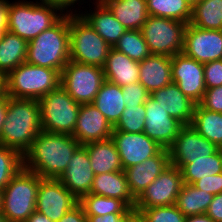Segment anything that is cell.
Returning a JSON list of instances; mask_svg holds the SVG:
<instances>
[{"label":"cell","instance_id":"cell-1","mask_svg":"<svg viewBox=\"0 0 222 222\" xmlns=\"http://www.w3.org/2000/svg\"><path fill=\"white\" fill-rule=\"evenodd\" d=\"M80 146L72 135L41 131L23 155V168L41 178L58 179Z\"/></svg>","mask_w":222,"mask_h":222},{"label":"cell","instance_id":"cell-2","mask_svg":"<svg viewBox=\"0 0 222 222\" xmlns=\"http://www.w3.org/2000/svg\"><path fill=\"white\" fill-rule=\"evenodd\" d=\"M5 118L0 132V144L24 155L42 131L39 102L8 96Z\"/></svg>","mask_w":222,"mask_h":222},{"label":"cell","instance_id":"cell-3","mask_svg":"<svg viewBox=\"0 0 222 222\" xmlns=\"http://www.w3.org/2000/svg\"><path fill=\"white\" fill-rule=\"evenodd\" d=\"M70 61L69 13L28 42L26 63L62 72Z\"/></svg>","mask_w":222,"mask_h":222},{"label":"cell","instance_id":"cell-4","mask_svg":"<svg viewBox=\"0 0 222 222\" xmlns=\"http://www.w3.org/2000/svg\"><path fill=\"white\" fill-rule=\"evenodd\" d=\"M65 14L60 7L40 0L35 3L30 0L10 2L8 31L29 42L55 25Z\"/></svg>","mask_w":222,"mask_h":222},{"label":"cell","instance_id":"cell-5","mask_svg":"<svg viewBox=\"0 0 222 222\" xmlns=\"http://www.w3.org/2000/svg\"><path fill=\"white\" fill-rule=\"evenodd\" d=\"M6 82L10 98L38 101L61 85V73L25 62L6 75Z\"/></svg>","mask_w":222,"mask_h":222},{"label":"cell","instance_id":"cell-6","mask_svg":"<svg viewBox=\"0 0 222 222\" xmlns=\"http://www.w3.org/2000/svg\"><path fill=\"white\" fill-rule=\"evenodd\" d=\"M41 179L36 173L22 168L5 186L1 212L7 222H25L36 210Z\"/></svg>","mask_w":222,"mask_h":222},{"label":"cell","instance_id":"cell-7","mask_svg":"<svg viewBox=\"0 0 222 222\" xmlns=\"http://www.w3.org/2000/svg\"><path fill=\"white\" fill-rule=\"evenodd\" d=\"M70 60L103 68L112 48L79 13H69Z\"/></svg>","mask_w":222,"mask_h":222},{"label":"cell","instance_id":"cell-8","mask_svg":"<svg viewBox=\"0 0 222 222\" xmlns=\"http://www.w3.org/2000/svg\"><path fill=\"white\" fill-rule=\"evenodd\" d=\"M42 131L73 135L80 104L60 85L39 100Z\"/></svg>","mask_w":222,"mask_h":222},{"label":"cell","instance_id":"cell-9","mask_svg":"<svg viewBox=\"0 0 222 222\" xmlns=\"http://www.w3.org/2000/svg\"><path fill=\"white\" fill-rule=\"evenodd\" d=\"M187 23L148 16L141 32L151 55L172 57L183 51L184 32Z\"/></svg>","mask_w":222,"mask_h":222},{"label":"cell","instance_id":"cell-10","mask_svg":"<svg viewBox=\"0 0 222 222\" xmlns=\"http://www.w3.org/2000/svg\"><path fill=\"white\" fill-rule=\"evenodd\" d=\"M104 81L103 68L72 60L61 72V86L80 105L92 103Z\"/></svg>","mask_w":222,"mask_h":222},{"label":"cell","instance_id":"cell-11","mask_svg":"<svg viewBox=\"0 0 222 222\" xmlns=\"http://www.w3.org/2000/svg\"><path fill=\"white\" fill-rule=\"evenodd\" d=\"M183 185L180 168L169 164L135 200L134 209L174 205Z\"/></svg>","mask_w":222,"mask_h":222},{"label":"cell","instance_id":"cell-12","mask_svg":"<svg viewBox=\"0 0 222 222\" xmlns=\"http://www.w3.org/2000/svg\"><path fill=\"white\" fill-rule=\"evenodd\" d=\"M172 81L194 103L199 104L206 91L204 64L183 52L171 57Z\"/></svg>","mask_w":222,"mask_h":222},{"label":"cell","instance_id":"cell-13","mask_svg":"<svg viewBox=\"0 0 222 222\" xmlns=\"http://www.w3.org/2000/svg\"><path fill=\"white\" fill-rule=\"evenodd\" d=\"M79 200L58 180L42 178L37 191L36 211L58 222Z\"/></svg>","mask_w":222,"mask_h":222},{"label":"cell","instance_id":"cell-14","mask_svg":"<svg viewBox=\"0 0 222 222\" xmlns=\"http://www.w3.org/2000/svg\"><path fill=\"white\" fill-rule=\"evenodd\" d=\"M182 52L202 64L221 60L222 30L200 29L187 24Z\"/></svg>","mask_w":222,"mask_h":222},{"label":"cell","instance_id":"cell-15","mask_svg":"<svg viewBox=\"0 0 222 222\" xmlns=\"http://www.w3.org/2000/svg\"><path fill=\"white\" fill-rule=\"evenodd\" d=\"M111 139L118 150L123 170L142 163L146 159L157 155L163 149L144 132L128 133L113 130Z\"/></svg>","mask_w":222,"mask_h":222},{"label":"cell","instance_id":"cell-16","mask_svg":"<svg viewBox=\"0 0 222 222\" xmlns=\"http://www.w3.org/2000/svg\"><path fill=\"white\" fill-rule=\"evenodd\" d=\"M219 148L200 135L191 125H183L173 144L168 148L170 164L180 168L188 159H201Z\"/></svg>","mask_w":222,"mask_h":222},{"label":"cell","instance_id":"cell-17","mask_svg":"<svg viewBox=\"0 0 222 222\" xmlns=\"http://www.w3.org/2000/svg\"><path fill=\"white\" fill-rule=\"evenodd\" d=\"M145 125L144 133L163 148L168 149L177 137L183 124L169 116L151 96L144 103Z\"/></svg>","mask_w":222,"mask_h":222},{"label":"cell","instance_id":"cell-18","mask_svg":"<svg viewBox=\"0 0 222 222\" xmlns=\"http://www.w3.org/2000/svg\"><path fill=\"white\" fill-rule=\"evenodd\" d=\"M95 174L91 168L88 152L81 145L70 159L58 180L78 199L89 194Z\"/></svg>","mask_w":222,"mask_h":222},{"label":"cell","instance_id":"cell-19","mask_svg":"<svg viewBox=\"0 0 222 222\" xmlns=\"http://www.w3.org/2000/svg\"><path fill=\"white\" fill-rule=\"evenodd\" d=\"M112 124L92 104L80 105L73 137L81 144L111 138Z\"/></svg>","mask_w":222,"mask_h":222},{"label":"cell","instance_id":"cell-20","mask_svg":"<svg viewBox=\"0 0 222 222\" xmlns=\"http://www.w3.org/2000/svg\"><path fill=\"white\" fill-rule=\"evenodd\" d=\"M169 164V151L163 148L157 155L124 169L133 198L136 200Z\"/></svg>","mask_w":222,"mask_h":222},{"label":"cell","instance_id":"cell-21","mask_svg":"<svg viewBox=\"0 0 222 222\" xmlns=\"http://www.w3.org/2000/svg\"><path fill=\"white\" fill-rule=\"evenodd\" d=\"M150 96L169 114L183 125L192 123L196 103L186 97L176 83L153 91Z\"/></svg>","mask_w":222,"mask_h":222},{"label":"cell","instance_id":"cell-22","mask_svg":"<svg viewBox=\"0 0 222 222\" xmlns=\"http://www.w3.org/2000/svg\"><path fill=\"white\" fill-rule=\"evenodd\" d=\"M93 4L95 9L85 10L84 13L79 11V14L111 47H114L127 30L100 0H95Z\"/></svg>","mask_w":222,"mask_h":222},{"label":"cell","instance_id":"cell-23","mask_svg":"<svg viewBox=\"0 0 222 222\" xmlns=\"http://www.w3.org/2000/svg\"><path fill=\"white\" fill-rule=\"evenodd\" d=\"M139 82L151 94L172 83L171 57L150 55L139 62Z\"/></svg>","mask_w":222,"mask_h":222},{"label":"cell","instance_id":"cell-24","mask_svg":"<svg viewBox=\"0 0 222 222\" xmlns=\"http://www.w3.org/2000/svg\"><path fill=\"white\" fill-rule=\"evenodd\" d=\"M103 71L105 80L120 87L139 82V62L113 47L106 58Z\"/></svg>","mask_w":222,"mask_h":222},{"label":"cell","instance_id":"cell-25","mask_svg":"<svg viewBox=\"0 0 222 222\" xmlns=\"http://www.w3.org/2000/svg\"><path fill=\"white\" fill-rule=\"evenodd\" d=\"M126 30H141L149 16L146 0H100Z\"/></svg>","mask_w":222,"mask_h":222},{"label":"cell","instance_id":"cell-26","mask_svg":"<svg viewBox=\"0 0 222 222\" xmlns=\"http://www.w3.org/2000/svg\"><path fill=\"white\" fill-rule=\"evenodd\" d=\"M95 175L122 171L120 156L111 138L84 144Z\"/></svg>","mask_w":222,"mask_h":222},{"label":"cell","instance_id":"cell-27","mask_svg":"<svg viewBox=\"0 0 222 222\" xmlns=\"http://www.w3.org/2000/svg\"><path fill=\"white\" fill-rule=\"evenodd\" d=\"M90 193L117 198L129 208H135V199L129 191L124 170L95 175Z\"/></svg>","mask_w":222,"mask_h":222},{"label":"cell","instance_id":"cell-28","mask_svg":"<svg viewBox=\"0 0 222 222\" xmlns=\"http://www.w3.org/2000/svg\"><path fill=\"white\" fill-rule=\"evenodd\" d=\"M123 97L119 85L105 80L92 104L114 126L126 108Z\"/></svg>","mask_w":222,"mask_h":222},{"label":"cell","instance_id":"cell-29","mask_svg":"<svg viewBox=\"0 0 222 222\" xmlns=\"http://www.w3.org/2000/svg\"><path fill=\"white\" fill-rule=\"evenodd\" d=\"M28 42L11 32H5L0 41V71L6 75L25 63Z\"/></svg>","mask_w":222,"mask_h":222},{"label":"cell","instance_id":"cell-30","mask_svg":"<svg viewBox=\"0 0 222 222\" xmlns=\"http://www.w3.org/2000/svg\"><path fill=\"white\" fill-rule=\"evenodd\" d=\"M195 130L218 148L222 145V113L204 109L196 104L192 123Z\"/></svg>","mask_w":222,"mask_h":222},{"label":"cell","instance_id":"cell-31","mask_svg":"<svg viewBox=\"0 0 222 222\" xmlns=\"http://www.w3.org/2000/svg\"><path fill=\"white\" fill-rule=\"evenodd\" d=\"M214 195L185 184L177 196L175 205L186 216L206 214Z\"/></svg>","mask_w":222,"mask_h":222},{"label":"cell","instance_id":"cell-32","mask_svg":"<svg viewBox=\"0 0 222 222\" xmlns=\"http://www.w3.org/2000/svg\"><path fill=\"white\" fill-rule=\"evenodd\" d=\"M183 182L193 184L200 178L222 173V153L218 149L214 154L201 159H188L180 167Z\"/></svg>","mask_w":222,"mask_h":222},{"label":"cell","instance_id":"cell-33","mask_svg":"<svg viewBox=\"0 0 222 222\" xmlns=\"http://www.w3.org/2000/svg\"><path fill=\"white\" fill-rule=\"evenodd\" d=\"M191 25L222 30V0H201L192 7Z\"/></svg>","mask_w":222,"mask_h":222},{"label":"cell","instance_id":"cell-34","mask_svg":"<svg viewBox=\"0 0 222 222\" xmlns=\"http://www.w3.org/2000/svg\"><path fill=\"white\" fill-rule=\"evenodd\" d=\"M149 16L169 18L189 24L192 5L187 0H146Z\"/></svg>","mask_w":222,"mask_h":222},{"label":"cell","instance_id":"cell-35","mask_svg":"<svg viewBox=\"0 0 222 222\" xmlns=\"http://www.w3.org/2000/svg\"><path fill=\"white\" fill-rule=\"evenodd\" d=\"M86 215H107L111 213H124L129 207L120 199L86 194L80 200Z\"/></svg>","mask_w":222,"mask_h":222},{"label":"cell","instance_id":"cell-36","mask_svg":"<svg viewBox=\"0 0 222 222\" xmlns=\"http://www.w3.org/2000/svg\"><path fill=\"white\" fill-rule=\"evenodd\" d=\"M113 48L137 62L151 55L141 30H127Z\"/></svg>","mask_w":222,"mask_h":222},{"label":"cell","instance_id":"cell-37","mask_svg":"<svg viewBox=\"0 0 222 222\" xmlns=\"http://www.w3.org/2000/svg\"><path fill=\"white\" fill-rule=\"evenodd\" d=\"M23 168V155L0 144V190Z\"/></svg>","mask_w":222,"mask_h":222},{"label":"cell","instance_id":"cell-38","mask_svg":"<svg viewBox=\"0 0 222 222\" xmlns=\"http://www.w3.org/2000/svg\"><path fill=\"white\" fill-rule=\"evenodd\" d=\"M145 106H126L118 122L113 126V130L128 133H140L144 131Z\"/></svg>","mask_w":222,"mask_h":222},{"label":"cell","instance_id":"cell-39","mask_svg":"<svg viewBox=\"0 0 222 222\" xmlns=\"http://www.w3.org/2000/svg\"><path fill=\"white\" fill-rule=\"evenodd\" d=\"M134 210L145 222H184L186 219V216L175 204Z\"/></svg>","mask_w":222,"mask_h":222},{"label":"cell","instance_id":"cell-40","mask_svg":"<svg viewBox=\"0 0 222 222\" xmlns=\"http://www.w3.org/2000/svg\"><path fill=\"white\" fill-rule=\"evenodd\" d=\"M121 89L126 106L144 105L150 96V93L140 82L123 86Z\"/></svg>","mask_w":222,"mask_h":222},{"label":"cell","instance_id":"cell-41","mask_svg":"<svg viewBox=\"0 0 222 222\" xmlns=\"http://www.w3.org/2000/svg\"><path fill=\"white\" fill-rule=\"evenodd\" d=\"M204 76L206 89L222 85V59L204 64Z\"/></svg>","mask_w":222,"mask_h":222},{"label":"cell","instance_id":"cell-42","mask_svg":"<svg viewBox=\"0 0 222 222\" xmlns=\"http://www.w3.org/2000/svg\"><path fill=\"white\" fill-rule=\"evenodd\" d=\"M199 104L204 109L222 113V85L206 89L203 99Z\"/></svg>","mask_w":222,"mask_h":222},{"label":"cell","instance_id":"cell-43","mask_svg":"<svg viewBox=\"0 0 222 222\" xmlns=\"http://www.w3.org/2000/svg\"><path fill=\"white\" fill-rule=\"evenodd\" d=\"M192 185L199 190H205V192L217 195L222 193V173L200 178Z\"/></svg>","mask_w":222,"mask_h":222},{"label":"cell","instance_id":"cell-44","mask_svg":"<svg viewBox=\"0 0 222 222\" xmlns=\"http://www.w3.org/2000/svg\"><path fill=\"white\" fill-rule=\"evenodd\" d=\"M135 213L134 209L128 208L124 213H111L101 215H86L87 222H128Z\"/></svg>","mask_w":222,"mask_h":222},{"label":"cell","instance_id":"cell-45","mask_svg":"<svg viewBox=\"0 0 222 222\" xmlns=\"http://www.w3.org/2000/svg\"><path fill=\"white\" fill-rule=\"evenodd\" d=\"M58 222H87V216L82 205L78 202Z\"/></svg>","mask_w":222,"mask_h":222},{"label":"cell","instance_id":"cell-46","mask_svg":"<svg viewBox=\"0 0 222 222\" xmlns=\"http://www.w3.org/2000/svg\"><path fill=\"white\" fill-rule=\"evenodd\" d=\"M206 214L215 222H222V193L214 195Z\"/></svg>","mask_w":222,"mask_h":222},{"label":"cell","instance_id":"cell-47","mask_svg":"<svg viewBox=\"0 0 222 222\" xmlns=\"http://www.w3.org/2000/svg\"><path fill=\"white\" fill-rule=\"evenodd\" d=\"M9 7L8 0H0V30L8 32L9 27Z\"/></svg>","mask_w":222,"mask_h":222},{"label":"cell","instance_id":"cell-48","mask_svg":"<svg viewBox=\"0 0 222 222\" xmlns=\"http://www.w3.org/2000/svg\"><path fill=\"white\" fill-rule=\"evenodd\" d=\"M40 1L43 3L56 5V6L60 7L66 13H76V11H77L76 9L73 11V9L75 7L74 5L76 3H78L80 0H40ZM81 2H82V0L79 3H81ZM70 7L73 9L71 10Z\"/></svg>","mask_w":222,"mask_h":222},{"label":"cell","instance_id":"cell-49","mask_svg":"<svg viewBox=\"0 0 222 222\" xmlns=\"http://www.w3.org/2000/svg\"><path fill=\"white\" fill-rule=\"evenodd\" d=\"M8 107V96L0 97V132L5 121Z\"/></svg>","mask_w":222,"mask_h":222},{"label":"cell","instance_id":"cell-50","mask_svg":"<svg viewBox=\"0 0 222 222\" xmlns=\"http://www.w3.org/2000/svg\"><path fill=\"white\" fill-rule=\"evenodd\" d=\"M25 222H53L45 215L37 212L36 210L27 218Z\"/></svg>","mask_w":222,"mask_h":222},{"label":"cell","instance_id":"cell-51","mask_svg":"<svg viewBox=\"0 0 222 222\" xmlns=\"http://www.w3.org/2000/svg\"><path fill=\"white\" fill-rule=\"evenodd\" d=\"M184 222H215L207 214L194 215L186 217Z\"/></svg>","mask_w":222,"mask_h":222},{"label":"cell","instance_id":"cell-52","mask_svg":"<svg viewBox=\"0 0 222 222\" xmlns=\"http://www.w3.org/2000/svg\"><path fill=\"white\" fill-rule=\"evenodd\" d=\"M7 95L6 74L0 71V97Z\"/></svg>","mask_w":222,"mask_h":222},{"label":"cell","instance_id":"cell-53","mask_svg":"<svg viewBox=\"0 0 222 222\" xmlns=\"http://www.w3.org/2000/svg\"><path fill=\"white\" fill-rule=\"evenodd\" d=\"M128 222H145V220L138 214V213H134L130 219L128 220Z\"/></svg>","mask_w":222,"mask_h":222},{"label":"cell","instance_id":"cell-54","mask_svg":"<svg viewBox=\"0 0 222 222\" xmlns=\"http://www.w3.org/2000/svg\"><path fill=\"white\" fill-rule=\"evenodd\" d=\"M0 222H7L6 217L0 211Z\"/></svg>","mask_w":222,"mask_h":222},{"label":"cell","instance_id":"cell-55","mask_svg":"<svg viewBox=\"0 0 222 222\" xmlns=\"http://www.w3.org/2000/svg\"><path fill=\"white\" fill-rule=\"evenodd\" d=\"M191 5H192V7L196 4V3H198L199 1H201V0H187Z\"/></svg>","mask_w":222,"mask_h":222},{"label":"cell","instance_id":"cell-56","mask_svg":"<svg viewBox=\"0 0 222 222\" xmlns=\"http://www.w3.org/2000/svg\"><path fill=\"white\" fill-rule=\"evenodd\" d=\"M2 198H3V190H0V211L2 208Z\"/></svg>","mask_w":222,"mask_h":222},{"label":"cell","instance_id":"cell-57","mask_svg":"<svg viewBox=\"0 0 222 222\" xmlns=\"http://www.w3.org/2000/svg\"><path fill=\"white\" fill-rule=\"evenodd\" d=\"M3 35H4V32L0 30V41L2 40Z\"/></svg>","mask_w":222,"mask_h":222}]
</instances>
